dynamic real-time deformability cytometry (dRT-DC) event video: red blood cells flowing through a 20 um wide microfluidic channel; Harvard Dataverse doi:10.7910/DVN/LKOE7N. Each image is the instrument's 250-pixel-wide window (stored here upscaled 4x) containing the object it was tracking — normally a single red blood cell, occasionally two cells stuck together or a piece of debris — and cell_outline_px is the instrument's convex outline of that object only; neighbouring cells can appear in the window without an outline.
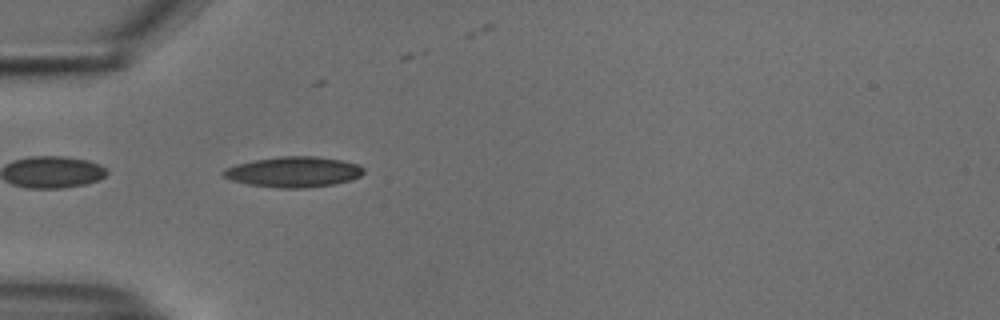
{"species": "common noctule bat (a hibernating species)", "species_latin": "Nyctalus noctula", "temperature_condition": "cold", "stored_images_in_passage": 31, "camera_frame_rate_fps": 3000, "um_per_image_px": 0.085, "animal": {"sex": "male", "body_mass_g": 18.8}, "frame": {"image": 1, "passage_image": 2, "time_ms": 0.333, "image_size_px": [1000, 320], "cell_outline_px": [[364, 172], [360, 176], [352, 180], [336, 184], [308, 188], [280, 188], [248, 184], [232, 180], [224, 176], [220, 172], [224, 168], [236, 164], [256, 160], [280, 156], [316, 156], [340, 160], [360, 164], [364, 168]], "centroid_in_image_um": [24.99, 14.61], "position_along_channel_um": 60.0, "area_um2": 25.09}}
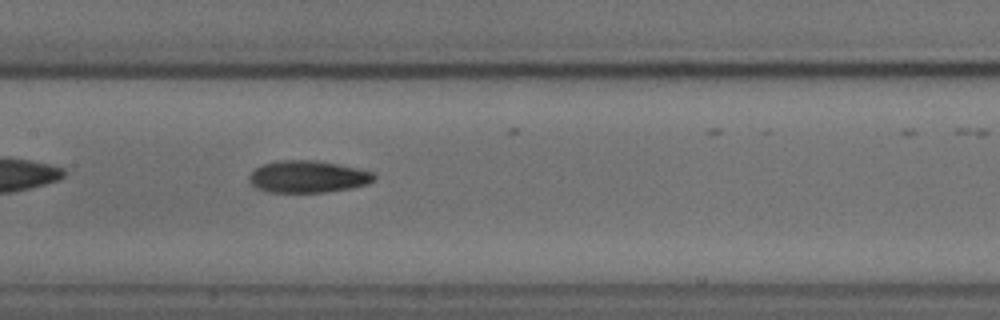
{"frame": {"image": 2, "passage_image": 12, "time_ms": 3.667, "image_size_px": [1000, 320], "cell_outline_px": [[376, 180], [368, 184], [352, 188], [324, 192], [268, 192], [256, 188], [248, 180], [248, 176], [256, 168], [264, 164], [280, 160], [316, 160], [360, 168], [376, 172]], "centroid_in_image_um": [26.23, 15.01], "position_along_channel_um": 181.2, "area_um2": 23.58}}
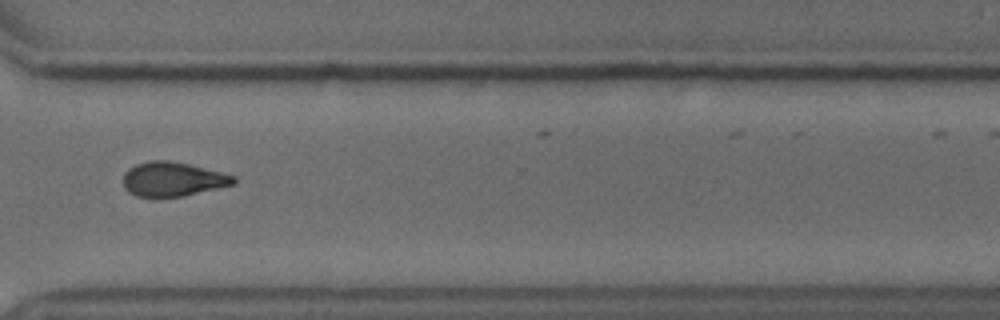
{"frame": {"image": 3, "passage_image": 26, "time_ms": 8.333, "image_size_px": [1000, 320], "cell_outline_px": [[236, 184], [184, 196], [136, 196], [128, 192], [124, 188], [124, 172], [128, 168], [136, 164], [152, 160], [168, 160], [188, 164], [236, 176]], "centroid_in_image_um": [14.69, 15.22], "position_along_channel_um": 355.9, "area_um2": 21.96}}